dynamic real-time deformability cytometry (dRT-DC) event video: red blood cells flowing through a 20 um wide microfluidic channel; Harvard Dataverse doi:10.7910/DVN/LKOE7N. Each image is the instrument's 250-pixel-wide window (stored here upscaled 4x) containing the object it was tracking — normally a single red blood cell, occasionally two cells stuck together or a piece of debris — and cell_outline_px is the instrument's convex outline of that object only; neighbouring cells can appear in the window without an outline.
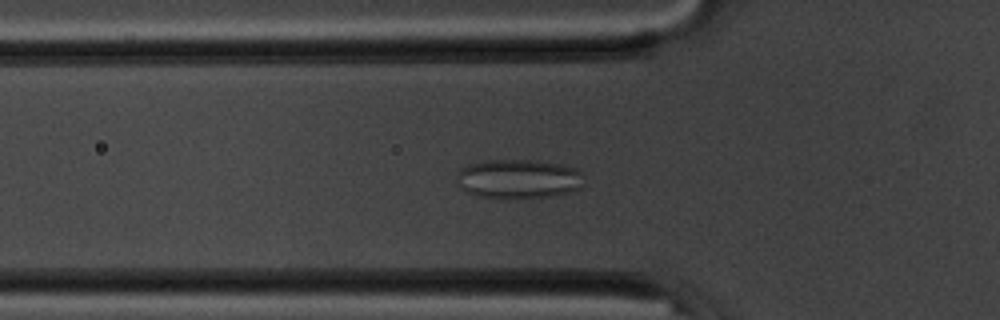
{"species": "common noctule bat (a hibernating species)", "species_latin": "Nyctalus noctula", "temperature_condition": "room temperature", "stored_images_in_passage": 53, "camera_frame_rate_fps": 3000, "um_per_image_px": 0.085, "animal": {"sex": "male", "body_mass_g": 20.1, "forearm_length_mm": 53.5}, "frame": {"image": 1, "passage_image": 17, "time_ms": 5.333, "image_size_px": [1000, 320], "cell_outline_px": [[580, 188], [572, 192], [552, 196], [504, 200], [480, 196], [468, 192], [460, 188], [456, 184], [456, 172], [460, 168], [468, 164], [488, 160], [536, 160], [560, 164], [580, 168]], "centroid_in_image_um": [44.02, 15.22], "position_along_channel_um": 81.8, "area_um2": 29.71}}
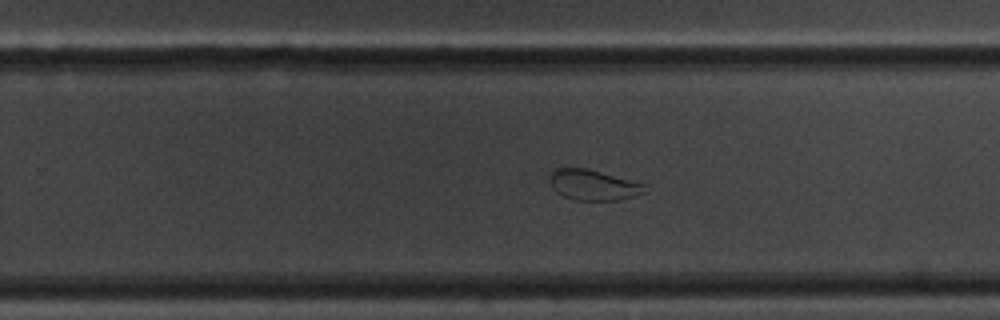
{"frame": {"image": 2, "passage_image": 33, "time_ms": 10.667, "image_size_px": [1000, 320], "cell_outline_px": [[644, 192], [632, 196], [616, 200], [576, 200], [564, 196], [556, 192], [552, 188], [552, 168], [588, 168], [644, 184]], "centroid_in_image_um": [50.39, 15.71], "position_along_channel_um": 279.4, "area_um2": 16.47}}
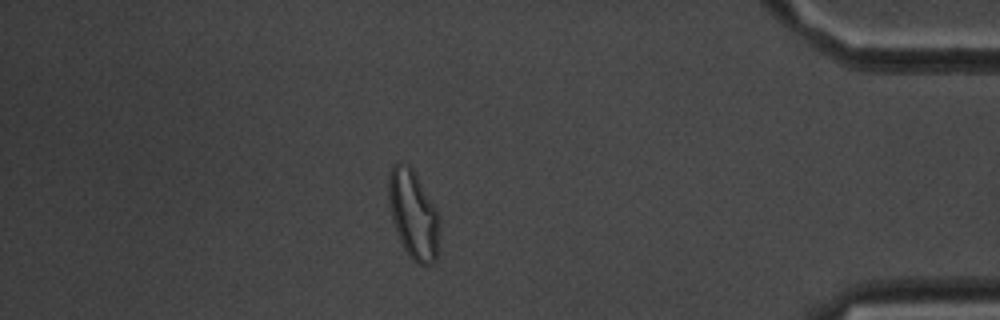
{"frame": {"image": 3, "passage_image": 46, "time_ms": 15.0, "image_size_px": [1000, 320], "cell_outline_px": [[440, 220], [436, 260], [432, 264], [420, 264], [412, 260], [404, 248], [400, 240], [392, 220], [388, 200], [388, 176], [392, 164], [396, 160], [408, 164], [416, 172], [440, 216]], "centroid_in_image_um": [35.12, 18.17], "position_along_channel_um": 400.1, "area_um2": 26.65}, "authors_computed_cell_mechanics": {"area_um2": 26.2412, "velocity_mm_per_s": 3.6891, "shape_relaxation_time_tau1_ms": null, "shape_relaxation_time_tau2_ms": 1.2466, "deformation_change_tau1": null, "deformation_change_tau2": 0.0721}}